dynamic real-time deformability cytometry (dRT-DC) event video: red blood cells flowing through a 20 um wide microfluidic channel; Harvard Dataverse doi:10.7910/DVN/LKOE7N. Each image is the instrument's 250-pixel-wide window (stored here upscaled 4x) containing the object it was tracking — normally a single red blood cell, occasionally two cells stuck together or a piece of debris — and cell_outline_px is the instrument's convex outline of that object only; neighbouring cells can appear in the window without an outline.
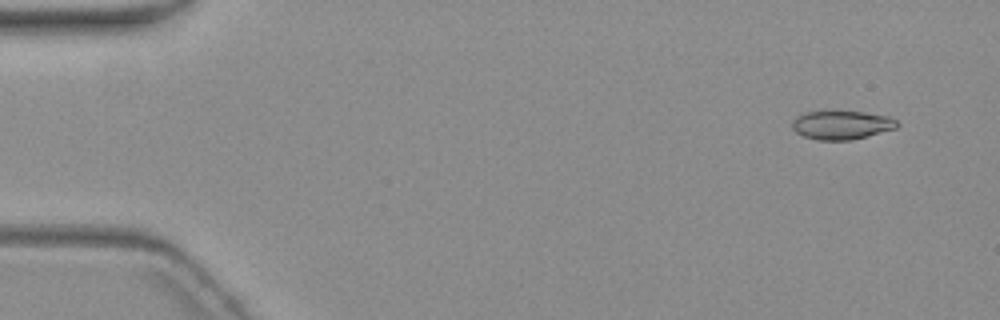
{"species": "common noctule bat (a hibernating species)", "species_latin": "Nyctalus noctula", "temperature_condition": "warm", "stored_images_in_passage": 6, "camera_frame_rate_fps": 3000, "um_per_image_px": 0.085, "animal": {"sex": "female", "body_mass_g": 19.3, "forearm_length_mm": 54.1}, "frame": {"image": 1, "passage_image": 1, "time_ms": 0.0, "image_size_px": [1000, 320], "cell_outline_px": [[900, 124], [896, 128], [868, 136], [852, 140], [820, 140], [804, 136], [796, 132], [792, 128], [792, 120], [796, 116], [804, 112], [864, 112], [888, 116], [896, 120]], "centroid_in_image_um": [71.54, 10.63], "position_along_channel_um": 13.5, "area_um2": 17.46}}
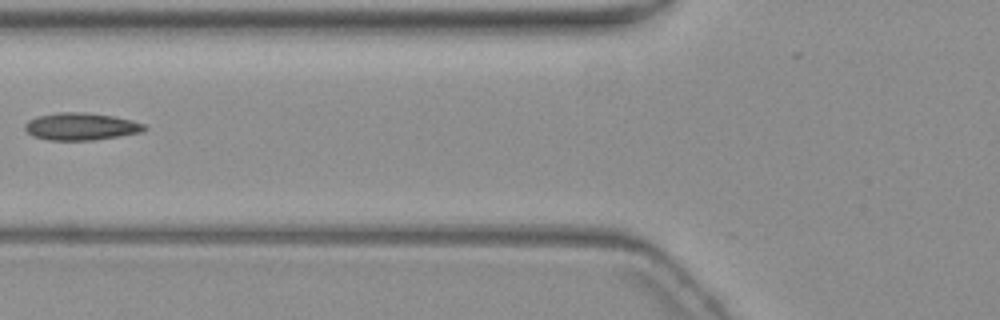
{"frame": {"image": 2, "passage_image": 5, "time_ms": 6.333, "image_size_px": [1000, 320], "cell_outline_px": [[148, 128], [140, 132], [120, 136], [92, 140], [48, 140], [32, 136], [24, 128], [24, 124], [28, 120], [36, 116], [60, 112], [84, 112], [112, 116], [132, 120], [144, 124]], "centroid_in_image_um": [6.85, 10.75], "position_along_channel_um": 118.9, "area_um2": 19.02}}
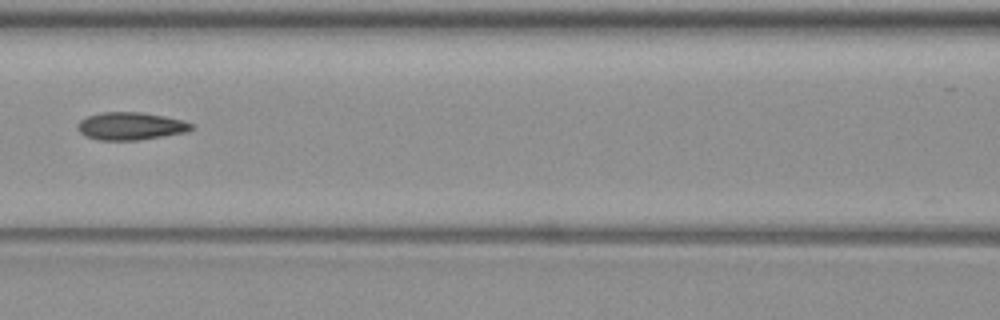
{"frame": {"image": 3, "passage_image": 6, "time_ms": 7.333, "image_size_px": [1000, 320], "cell_outline_px": [[196, 128], [188, 132], [136, 140], [100, 140], [84, 136], [76, 128], [76, 124], [80, 120], [88, 116], [100, 112], [140, 112], [164, 116], [184, 120], [192, 124]], "centroid_in_image_um": [11.1, 10.71], "position_along_channel_um": 155.5, "area_um2": 18.5}}